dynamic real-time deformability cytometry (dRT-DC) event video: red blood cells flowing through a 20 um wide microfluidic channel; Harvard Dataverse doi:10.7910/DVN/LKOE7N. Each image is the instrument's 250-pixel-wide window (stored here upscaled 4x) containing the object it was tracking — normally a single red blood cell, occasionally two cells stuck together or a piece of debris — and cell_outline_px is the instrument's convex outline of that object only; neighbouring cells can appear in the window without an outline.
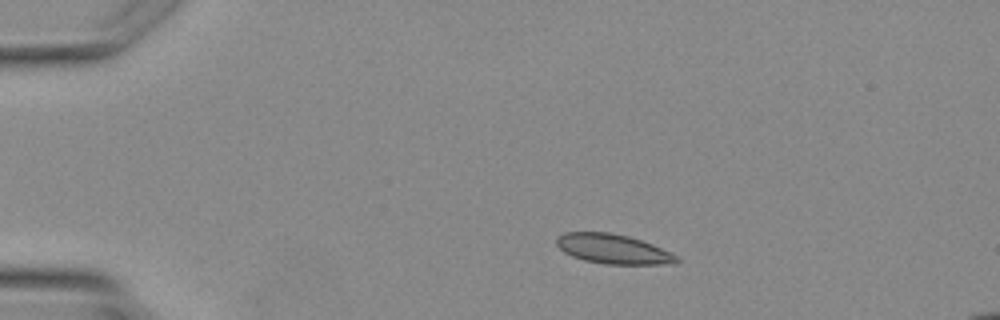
{"species": "Egyptian fruit bat (a non-hibernating species)", "species_latin": "Rousettus aegyptiacus", "temperature_condition": "warm", "stored_images_in_passage": 3, "camera_frame_rate_fps": 3000, "um_per_image_px": 0.085, "animal": {"sex": "female"}, "frame": {"image": 1, "passage_image": 2, "time_ms": 1.333, "image_size_px": [1000, 320], "cell_outline_px": [[680, 260], [676, 264], [604, 264], [584, 260], [572, 256], [564, 252], [556, 244], [556, 236], [564, 232], [608, 232], [628, 236], [652, 244], [676, 256]], "centroid_in_image_um": [52.07, 21.16], "position_along_channel_um": 32.9, "area_um2": 20.63}}